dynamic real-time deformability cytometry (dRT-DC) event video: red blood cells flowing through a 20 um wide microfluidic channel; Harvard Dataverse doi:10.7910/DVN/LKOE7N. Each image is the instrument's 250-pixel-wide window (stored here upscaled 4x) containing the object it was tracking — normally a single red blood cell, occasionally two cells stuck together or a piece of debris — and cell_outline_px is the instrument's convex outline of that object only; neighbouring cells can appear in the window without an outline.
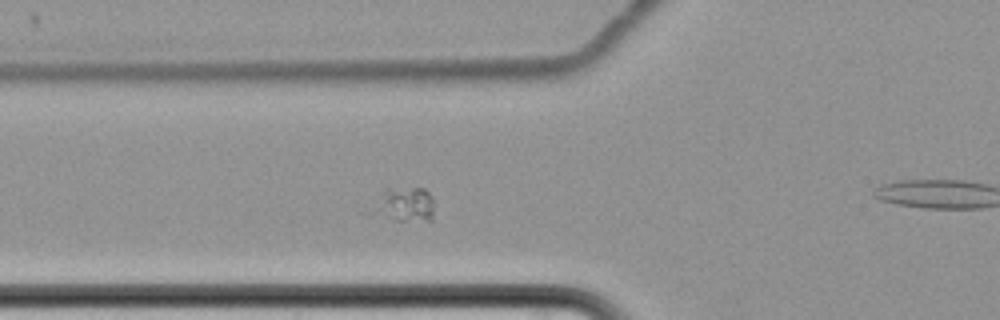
{"species": "common noctule bat (a hibernating species)", "species_latin": "Nyctalus noctula", "temperature_condition": "cold", "stored_images_in_passage": 7, "camera_frame_rate_fps": 3000, "um_per_image_px": 0.085, "animal": {"sex": "female", "body_mass_g": 22.7, "forearm_length_mm": 54.2}, "frame": {"image": 1, "passage_image": 6, "time_ms": 6.0, "image_size_px": [1000, 320], "cell_outline_px": [[436, 204], [432, 220], [428, 224], [396, 220], [368, 216], [368, 212], [380, 192], [384, 188], [424, 188], [432, 196]], "centroid_in_image_um": [34.36, 17.45], "position_along_channel_um": 91.4, "area_um2": 13.76}}